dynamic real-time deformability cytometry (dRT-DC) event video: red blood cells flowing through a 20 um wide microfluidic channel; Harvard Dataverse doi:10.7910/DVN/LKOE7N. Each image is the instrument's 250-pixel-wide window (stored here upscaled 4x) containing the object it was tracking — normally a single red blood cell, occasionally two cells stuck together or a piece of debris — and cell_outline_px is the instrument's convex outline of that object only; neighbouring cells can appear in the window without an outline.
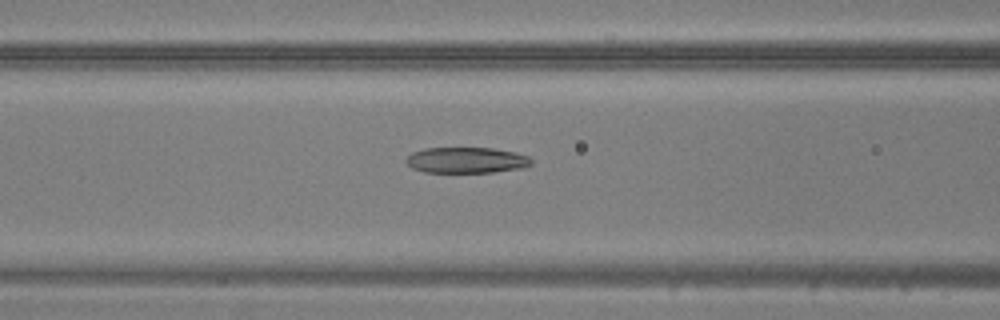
{"species": "common noctule bat (a hibernating species)", "species_latin": "Nyctalus noctula", "temperature_condition": "warm", "stored_images_in_passage": 36, "camera_frame_rate_fps": 3000, "um_per_image_px": 0.085, "animal": {"sex": "male", "body_mass_g": 20.5, "forearm_length_mm": 52.5}, "frame": {"image": 1, "passage_image": 7, "time_ms": 2.0, "image_size_px": [1000, 320], "cell_outline_px": [[532, 164], [524, 168], [492, 172], [424, 172], [412, 168], [404, 160], [412, 152], [424, 148], [492, 148], [516, 152], [528, 156], [532, 160]], "centroid_in_image_um": [39.65, 13.61], "position_along_channel_um": 126.9, "area_um2": 18.96}}
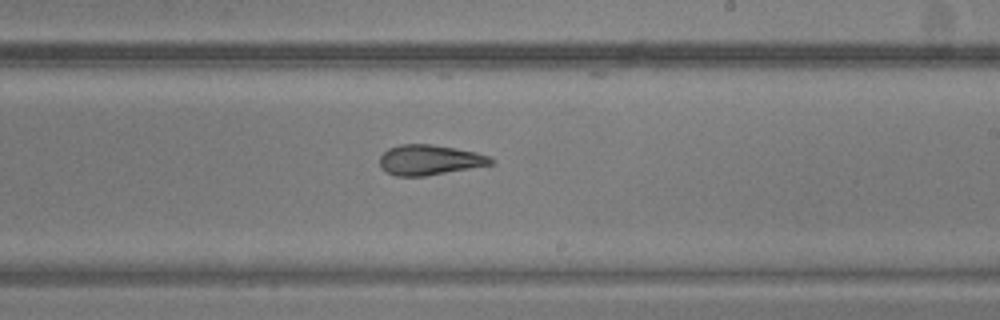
{"frame": {"image": 2, "passage_image": 16, "time_ms": 5.0, "image_size_px": [1000, 320], "cell_outline_px": [[496, 164], [424, 176], [396, 176], [388, 172], [380, 164], [380, 156], [388, 148], [400, 144], [432, 144], [456, 148], [476, 152], [488, 156], [496, 160]], "centroid_in_image_um": [36.57, 13.58], "position_along_channel_um": 252.4, "area_um2": 19.59}}
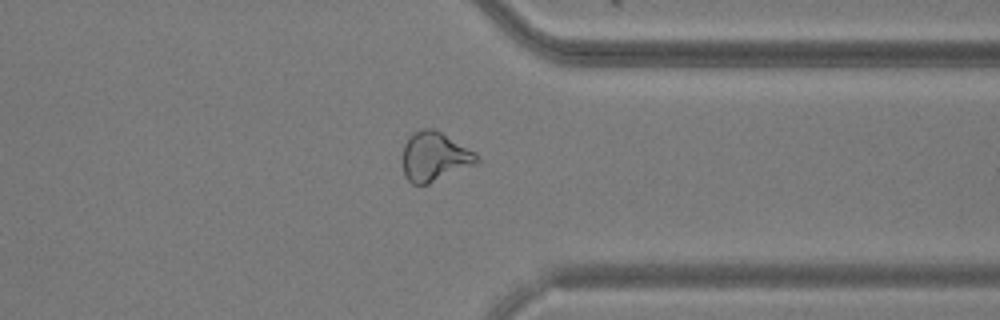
{"frame": {"image": 3, "passage_image": 25, "time_ms": 8.0, "image_size_px": [1000, 320], "cell_outline_px": [[480, 164], [428, 184], [412, 184], [408, 180], [404, 172], [400, 160], [400, 156], [404, 144], [408, 136], [412, 132], [424, 128], [432, 128], [440, 132], [476, 152], [480, 160]], "centroid_in_image_um": [36.93, 13.32], "position_along_channel_um": 374.5, "area_um2": 21.91}}